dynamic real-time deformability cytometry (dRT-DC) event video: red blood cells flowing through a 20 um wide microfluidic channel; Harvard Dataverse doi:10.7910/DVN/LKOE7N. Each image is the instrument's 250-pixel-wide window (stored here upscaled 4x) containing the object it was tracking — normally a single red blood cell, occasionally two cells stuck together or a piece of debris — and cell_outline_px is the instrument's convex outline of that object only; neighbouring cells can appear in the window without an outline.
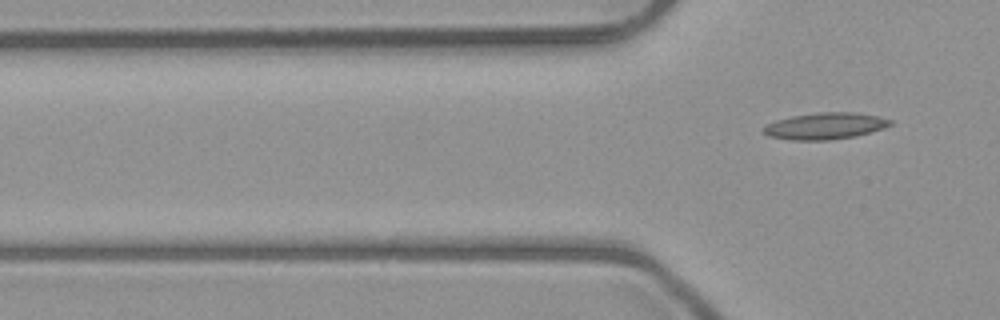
{"species": "common noctule bat (a hibernating species)", "species_latin": "Nyctalus noctula", "temperature_condition": "room temperature", "stored_images_in_passage": 6, "camera_frame_rate_fps": 3000, "um_per_image_px": 0.085, "animal": {"sex": "male", "body_mass_g": 23.1, "forearm_length_mm": 52.7}, "frame": {"image": 1, "passage_image": 6, "time_ms": 6.333, "image_size_px": [1000, 320], "cell_outline_px": [[892, 124], [884, 128], [872, 132], [856, 136], [828, 140], [792, 140], [768, 136], [760, 132], [768, 124], [776, 120], [792, 116], [816, 112], [852, 112], [876, 116], [892, 120]], "centroid_in_image_um": [70.12, 10.71], "position_along_channel_um": 55.7, "area_um2": 19.65}}